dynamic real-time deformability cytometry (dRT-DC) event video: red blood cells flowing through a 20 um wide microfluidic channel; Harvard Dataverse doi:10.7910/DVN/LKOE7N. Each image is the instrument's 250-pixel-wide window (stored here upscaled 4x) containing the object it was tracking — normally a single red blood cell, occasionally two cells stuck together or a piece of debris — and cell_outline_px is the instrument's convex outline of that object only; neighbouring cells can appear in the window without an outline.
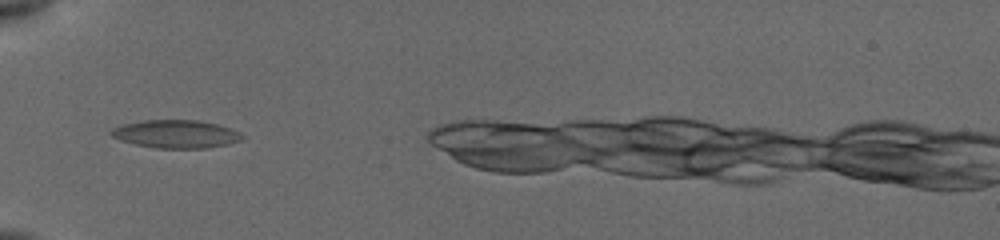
{"species": "common noctule bat (a hibernating species)", "species_latin": "Nyctalus noctula", "temperature_condition": "cold", "stored_images_in_passage": 8, "camera_frame_rate_fps": 3000, "um_per_image_px": 0.085, "animal": {"sex": "female", "body_mass_g": 19.5, "forearm_length_mm": 54.1}, "frame": {"image": 1, "passage_image": 3, "time_ms": 2.667, "image_size_px": [1000, 240], "cell_outline_px": [[244, 140], [228, 144], [208, 148], [156, 148], [136, 144], [120, 140], [112, 136], [108, 132], [112, 128], [120, 124], [144, 120], [196, 120], [216, 124], [232, 128], [240, 132], [244, 136]], "centroid_in_image_um": [14.97, 11.39], "position_along_channel_um": 70.0, "area_um2": 21.62}}
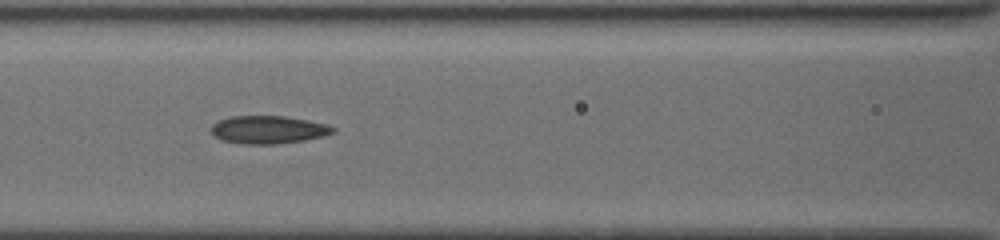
{"frame": {"image": 2, "passage_image": 5, "time_ms": 4.667, "image_size_px": [1000, 240], "cell_outline_px": [[336, 132], [324, 136], [304, 140], [272, 144], [244, 144], [220, 140], [212, 132], [212, 124], [228, 116], [284, 116], [308, 120], [328, 124], [336, 128]], "centroid_in_image_um": [22.84, 11.02], "position_along_channel_um": 143.8, "area_um2": 19.83}}
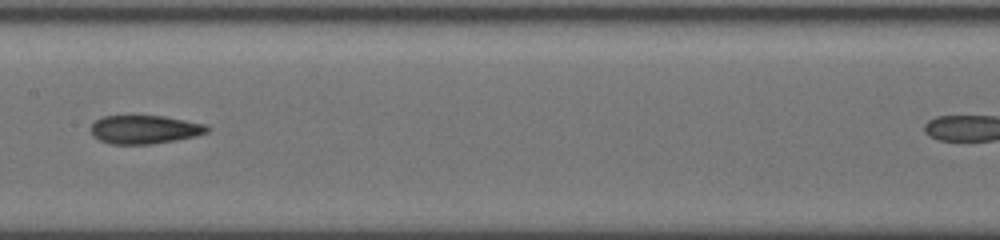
{"frame": {"image": 3, "passage_image": 6, "time_ms": 6.0, "image_size_px": [1000, 240], "cell_outline_px": [[212, 128], [208, 132], [196, 136], [176, 140], [152, 144], [112, 144], [100, 140], [92, 136], [92, 124], [96, 120], [104, 116], [164, 116], [208, 124]], "centroid_in_image_um": [12.36, 11.01], "position_along_channel_um": 195.0, "area_um2": 19.42}}